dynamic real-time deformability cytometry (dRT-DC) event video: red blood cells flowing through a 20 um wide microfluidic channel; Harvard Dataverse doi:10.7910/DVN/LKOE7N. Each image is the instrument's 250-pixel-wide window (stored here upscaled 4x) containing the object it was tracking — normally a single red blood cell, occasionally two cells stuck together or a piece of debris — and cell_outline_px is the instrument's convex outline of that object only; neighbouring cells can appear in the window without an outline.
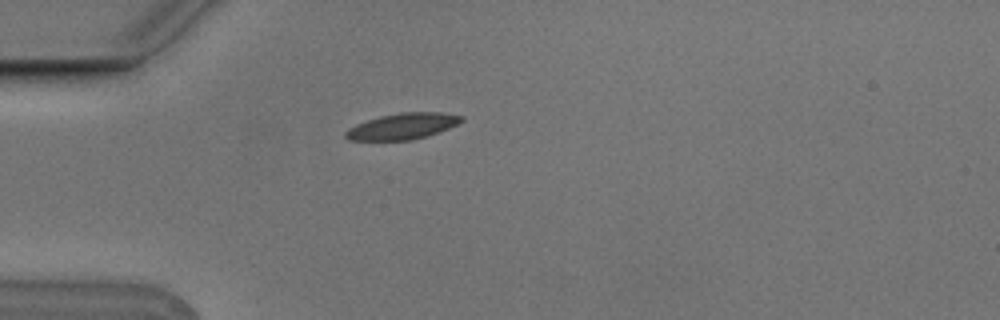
{"species": "Egyptian fruit bat (a non-hibernating species)", "species_latin": "Rousettus aegyptiacus", "temperature_condition": "cold", "stored_images_in_passage": 1, "camera_frame_rate_fps": 3000, "um_per_image_px": 0.085, "animal": {"sex": "male"}, "frame": {"image": 1, "passage_image": 1, "time_ms": 0.0, "image_size_px": [1000, 320], "cell_outline_px": [[464, 120], [440, 132], [428, 136], [412, 140], [348, 140], [344, 136], [344, 132], [348, 128], [356, 124], [380, 116], [400, 112], [440, 112], [464, 116]], "centroid_in_image_um": [34.22, 10.73], "position_along_channel_um": 50.8, "area_um2": 17.69}}